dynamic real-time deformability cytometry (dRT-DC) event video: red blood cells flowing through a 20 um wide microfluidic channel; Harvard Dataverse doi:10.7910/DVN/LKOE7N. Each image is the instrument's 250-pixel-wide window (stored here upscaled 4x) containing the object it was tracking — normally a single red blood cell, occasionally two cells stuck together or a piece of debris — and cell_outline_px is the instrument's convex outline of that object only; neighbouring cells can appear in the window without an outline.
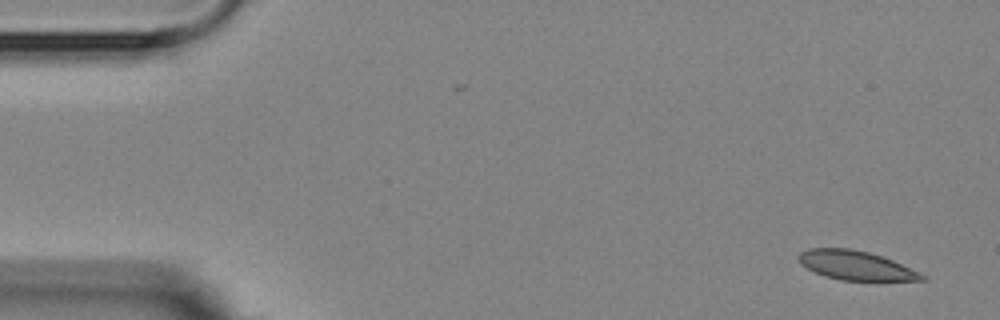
{"species": "Egyptian fruit bat (a non-hibernating species)", "species_latin": "Rousettus aegyptiacus", "temperature_condition": "room temperature", "stored_images_in_passage": 6, "camera_frame_rate_fps": 3000, "um_per_image_px": 0.085, "animal": {"sex": "female"}, "frame": {"image": 1, "passage_image": 1, "time_ms": 0.0, "image_size_px": [1000, 320], "cell_outline_px": [[924, 280], [840, 280], [824, 276], [808, 268], [800, 260], [800, 252], [808, 248], [852, 248], [868, 252], [892, 260], [924, 276]], "centroid_in_image_um": [72.69, 22.55], "position_along_channel_um": 12.3, "area_um2": 20.23}}
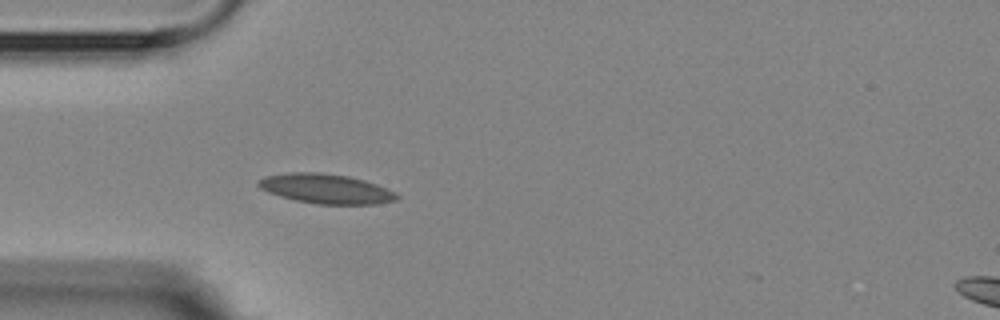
{"frame": {"image": 2, "passage_image": 5, "time_ms": 4.333, "image_size_px": [1000, 320], "cell_outline_px": [[400, 196], [396, 200], [376, 204], [316, 204], [296, 200], [280, 196], [268, 192], [260, 188], [256, 184], [260, 180], [268, 176], [292, 172], [316, 172], [348, 176], [364, 180], [376, 184], [396, 192]], "centroid_in_image_um": [27.74, 16.05], "position_along_channel_um": 57.3, "area_um2": 23.7}}